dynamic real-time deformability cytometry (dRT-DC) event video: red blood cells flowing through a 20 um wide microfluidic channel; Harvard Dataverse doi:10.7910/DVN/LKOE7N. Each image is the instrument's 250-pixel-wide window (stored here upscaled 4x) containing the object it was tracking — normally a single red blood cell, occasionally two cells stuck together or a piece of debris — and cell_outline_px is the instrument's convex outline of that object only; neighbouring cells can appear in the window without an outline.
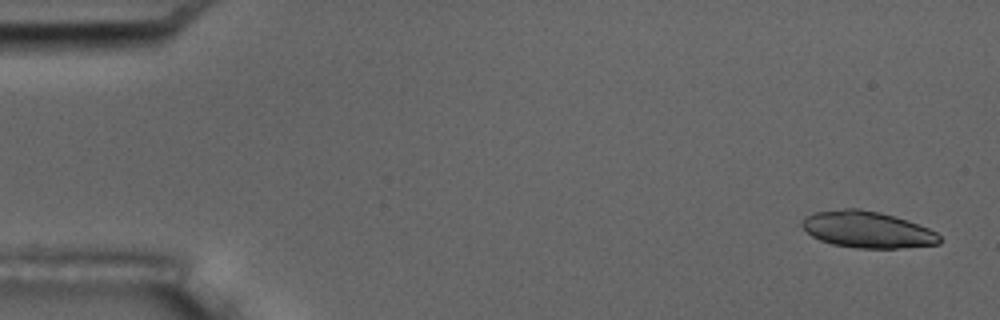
{"species": "common noctule bat (a hibernating species)", "species_latin": "Nyctalus noctula", "temperature_condition": "room temperature", "stored_images_in_passage": 5, "camera_frame_rate_fps": 3000, "um_per_image_px": 0.085, "animal": {"sex": "male", "body_mass_g": 17.5, "forearm_length_mm": 52.3}, "frame": {"image": 1, "passage_image": 1, "time_ms": 0.0, "image_size_px": [1000, 320], "cell_outline_px": [[940, 244], [896, 248], [856, 248], [832, 244], [820, 240], [812, 236], [796, 224], [804, 216], [816, 212], [844, 208], [860, 208], [880, 212], [908, 220], [928, 228], [936, 232], [940, 236]], "centroid_in_image_um": [73.66, 19.5], "position_along_channel_um": 11.3, "area_um2": 29.59}}